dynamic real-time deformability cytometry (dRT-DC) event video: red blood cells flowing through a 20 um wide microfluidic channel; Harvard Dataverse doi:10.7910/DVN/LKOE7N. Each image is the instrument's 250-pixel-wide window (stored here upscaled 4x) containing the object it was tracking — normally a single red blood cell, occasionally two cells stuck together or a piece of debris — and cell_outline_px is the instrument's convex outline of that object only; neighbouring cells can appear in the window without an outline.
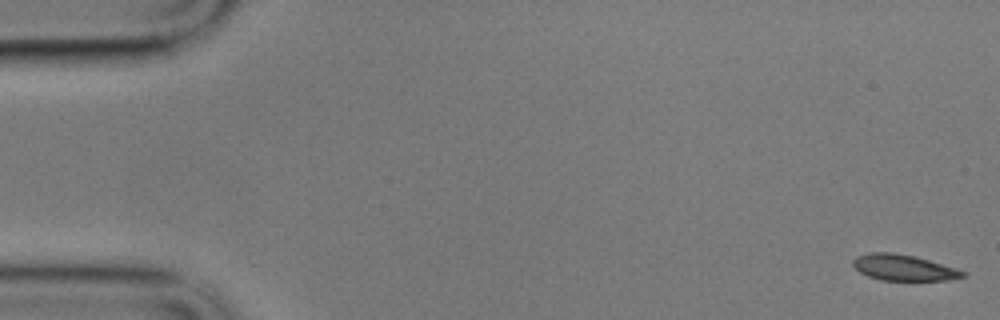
{"species": "common noctule bat (a hibernating species)", "species_latin": "Nyctalus noctula", "temperature_condition": "cold", "stored_images_in_passage": 21, "camera_frame_rate_fps": 3000, "um_per_image_px": 0.085, "animal": {"sex": "male", "body_mass_g": 17.9}, "frame": {"image": 1, "passage_image": 1, "time_ms": 0.0, "image_size_px": [1000, 320], "cell_outline_px": [[968, 276], [948, 280], [880, 280], [868, 276], [860, 272], [852, 264], [852, 260], [856, 256], [868, 252], [892, 252], [916, 256], [956, 268], [968, 272]], "centroid_in_image_um": [76.83, 22.74], "position_along_channel_um": 8.2, "area_um2": 16.82}}
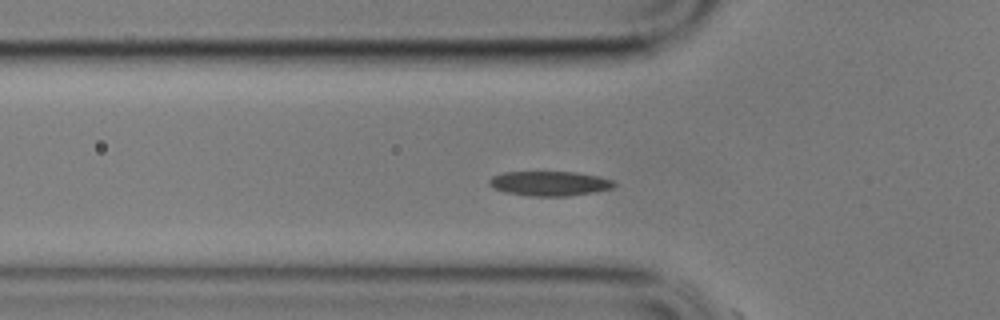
{"frame": {"image": 2, "passage_image": 20, "time_ms": 6.333, "image_size_px": [1000, 320], "cell_outline_px": [[616, 184], [612, 188], [592, 192], [568, 196], [528, 196], [504, 192], [488, 184], [488, 180], [492, 176], [504, 172], [576, 172], [600, 176], [612, 180]], "centroid_in_image_um": [46.7, 15.59], "position_along_channel_um": 79.1, "area_um2": 17.92}}